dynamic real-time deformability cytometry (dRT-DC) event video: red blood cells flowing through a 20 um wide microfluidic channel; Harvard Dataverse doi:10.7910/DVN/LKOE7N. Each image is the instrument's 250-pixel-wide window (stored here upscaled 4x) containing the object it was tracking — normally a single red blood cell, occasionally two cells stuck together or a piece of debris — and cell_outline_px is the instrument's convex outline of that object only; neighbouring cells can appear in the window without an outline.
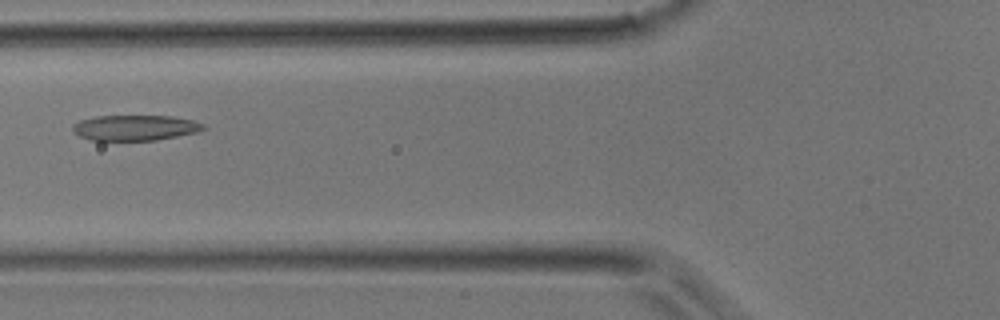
{"species": "common noctule bat (a hibernating species)", "species_latin": "Nyctalus noctula", "temperature_condition": "room temperature", "stored_images_in_passage": 28, "camera_frame_rate_fps": 3000, "um_per_image_px": 0.085, "animal": {"sex": "male", "body_mass_g": 17.9}, "frame": {"image": 1, "passage_image": 4, "time_ms": 1.0, "image_size_px": [1000, 320], "cell_outline_px": [[208, 128], [196, 132], [156, 140], [88, 140], [72, 132], [72, 124], [80, 120], [96, 116], [172, 116], [192, 120], [204, 124]], "centroid_in_image_um": [11.45, 10.85], "position_along_channel_um": 114.3, "area_um2": 19.42}}
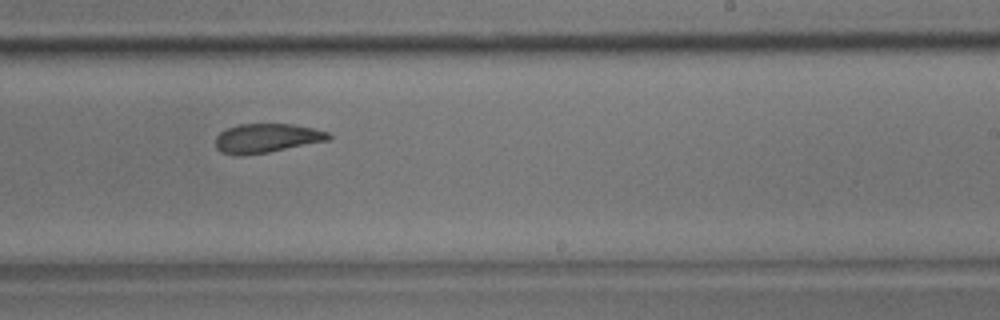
{"frame": {"image": 2, "passage_image": 13, "time_ms": 4.0, "image_size_px": [1000, 320], "cell_outline_px": [[332, 140], [268, 152], [244, 156], [236, 156], [220, 152], [216, 148], [216, 136], [220, 132], [228, 128], [240, 124], [292, 124], [312, 128], [328, 132], [332, 136]], "centroid_in_image_um": [22.67, 11.76], "position_along_channel_um": 266.3, "area_um2": 19.36}}
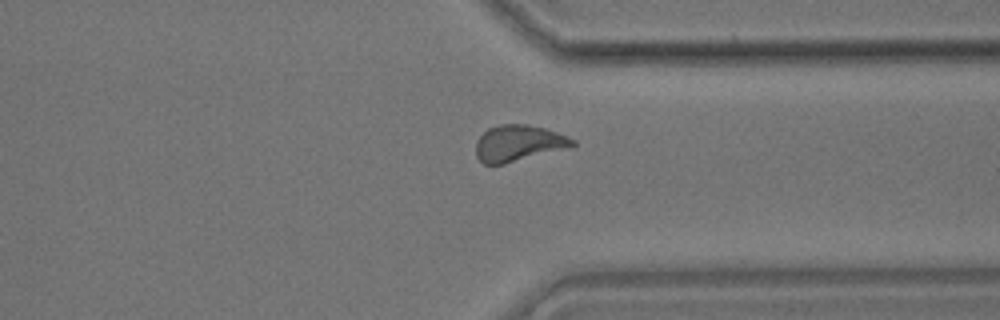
{"frame": {"image": 3, "passage_image": 19, "time_ms": 6.0, "image_size_px": [1000, 320], "cell_outline_px": [[576, 144], [572, 148], [504, 164], [484, 164], [476, 156], [476, 140], [488, 128], [500, 124], [524, 124], [544, 128], [556, 132], [576, 140]], "centroid_in_image_um": [44.1, 12.18], "position_along_channel_um": 367.3, "area_um2": 20.63}}